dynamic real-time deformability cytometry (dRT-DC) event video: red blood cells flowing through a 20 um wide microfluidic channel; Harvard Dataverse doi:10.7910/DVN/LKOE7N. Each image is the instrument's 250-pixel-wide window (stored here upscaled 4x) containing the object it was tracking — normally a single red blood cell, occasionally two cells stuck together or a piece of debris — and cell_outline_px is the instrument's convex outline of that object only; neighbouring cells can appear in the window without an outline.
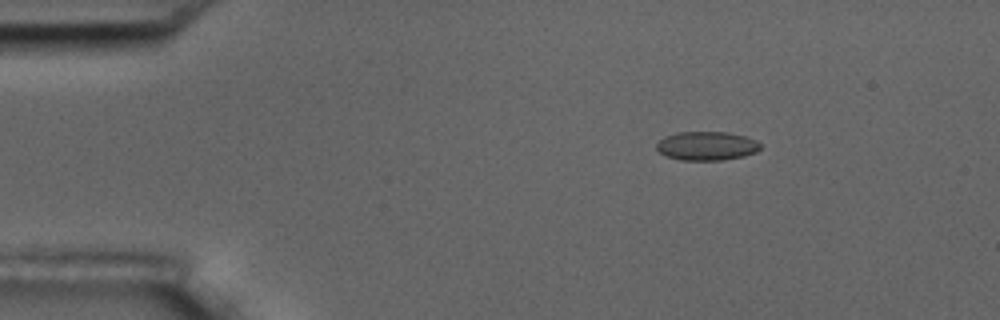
{"species": "common noctule bat (a hibernating species)", "species_latin": "Nyctalus noctula", "temperature_condition": "room temperature", "stored_images_in_passage": 5, "camera_frame_rate_fps": 3000, "um_per_image_px": 0.085, "animal": {"sex": "male", "body_mass_g": 17.5, "forearm_length_mm": 52.3}, "frame": {"image": 1, "passage_image": 3, "time_ms": 2.667, "image_size_px": [1000, 320], "cell_outline_px": [[760, 148], [756, 152], [744, 156], [720, 160], [680, 160], [668, 156], [660, 152], [656, 148], [656, 144], [664, 136], [676, 132], [728, 132], [744, 136], [756, 140], [760, 144]], "centroid_in_image_um": [60.06, 12.39], "position_along_channel_um": 24.9, "area_um2": 17.4}}